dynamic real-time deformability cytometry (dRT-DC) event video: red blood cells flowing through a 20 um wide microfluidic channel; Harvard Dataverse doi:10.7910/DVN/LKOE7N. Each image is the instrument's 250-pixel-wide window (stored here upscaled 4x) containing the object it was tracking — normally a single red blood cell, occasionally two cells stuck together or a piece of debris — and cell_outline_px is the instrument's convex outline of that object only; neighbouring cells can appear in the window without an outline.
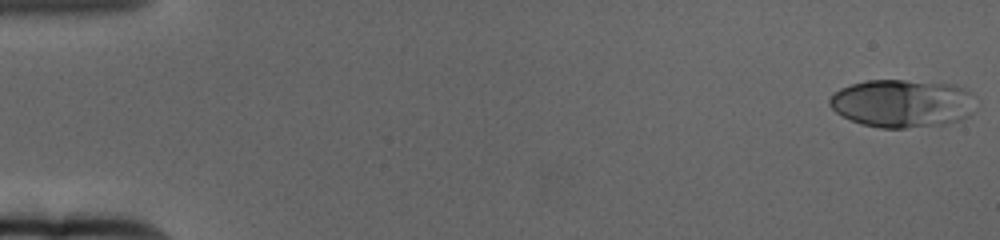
{"species": "human", "species_latin": "Homo sapiens", "temperature_condition": "cold", "stored_images_in_passage": 65, "camera_frame_rate_fps": 3000, "um_per_image_px": 0.085, "donor": {"sex": "female"}, "frame": {"image": 1, "passage_image": 1, "time_ms": 0.0, "image_size_px": [1000, 240], "cell_outline_px": [[980, 100], [972, 112], [968, 116], [960, 120], [944, 124], [908, 128], [880, 128], [860, 124], [836, 112], [828, 104], [828, 100], [840, 88], [852, 84], [868, 80], [904, 80], [956, 84], [964, 88]], "centroid_in_image_um": [76.76, 8.78], "position_along_channel_um": 8.2, "area_um2": 41.38}}
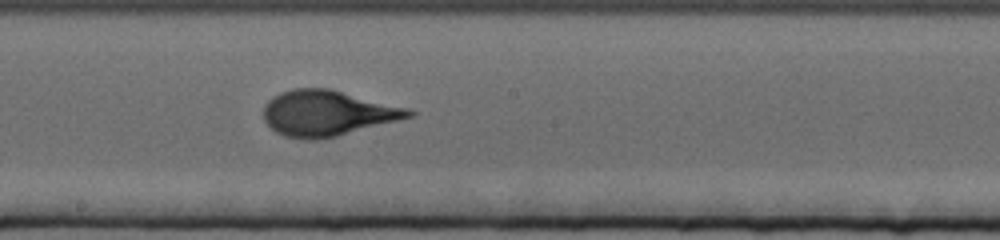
{"frame": {"image": 2, "passage_image": 36, "time_ms": 11.667, "image_size_px": [1000, 240], "cell_outline_px": [[416, 112], [412, 116], [336, 136], [316, 140], [304, 140], [284, 136], [276, 132], [264, 120], [264, 104], [272, 96], [280, 92], [292, 88], [328, 88], [408, 108]], "centroid_in_image_um": [27.77, 9.61], "position_along_channel_um": 220.4, "area_um2": 38.26}}
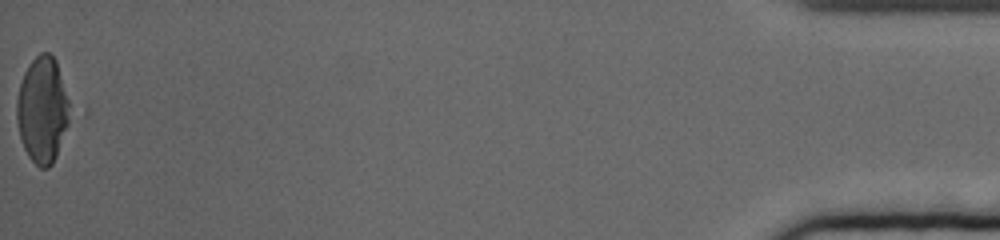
{"frame": {"image": 3, "passage_image": 65, "time_ms": 21.333, "image_size_px": [1000, 240], "cell_outline_px": [[76, 112], [56, 156], [52, 164], [48, 168], [40, 168], [28, 156], [24, 148], [20, 136], [16, 120], [16, 100], [20, 84], [24, 72], [28, 64], [40, 52], [48, 52], [56, 60], [76, 108]], "centroid_in_image_um": [3.71, 9.32], "position_along_channel_um": 431.5, "area_um2": 34.45}}